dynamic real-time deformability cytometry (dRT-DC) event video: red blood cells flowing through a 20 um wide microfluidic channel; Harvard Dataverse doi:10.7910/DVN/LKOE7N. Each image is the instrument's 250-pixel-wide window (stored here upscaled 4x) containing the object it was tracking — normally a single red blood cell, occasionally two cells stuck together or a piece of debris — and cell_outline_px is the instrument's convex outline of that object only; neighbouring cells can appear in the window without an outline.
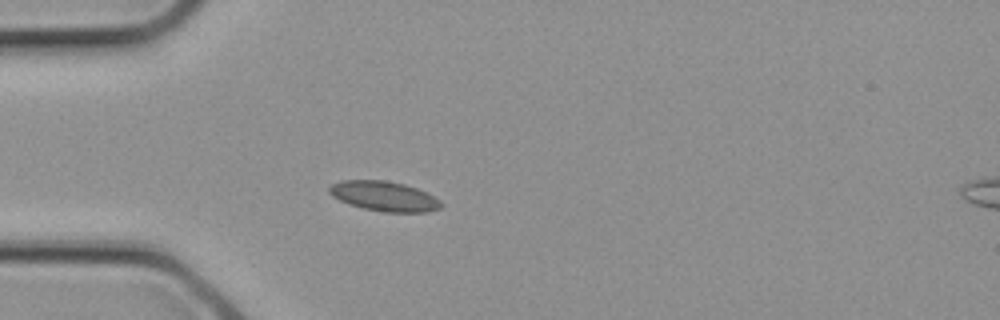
{"species": "common noctule bat (a hibernating species)", "species_latin": "Nyctalus noctula", "temperature_condition": "cold", "stored_images_in_passage": 3, "camera_frame_rate_fps": 3000, "um_per_image_px": 0.085, "animal": {"sex": "female", "body_mass_g": 21.9}, "frame": {"image": 1, "passage_image": 2, "time_ms": 0.333, "image_size_px": [1000, 320], "cell_outline_px": [[444, 204], [440, 208], [428, 212], [384, 212], [364, 208], [348, 204], [332, 196], [328, 192], [328, 188], [332, 184], [340, 180], [384, 180], [404, 184], [416, 188], [440, 200]], "centroid_in_image_um": [32.63, 16.68], "position_along_channel_um": 52.4, "area_um2": 19.42}}